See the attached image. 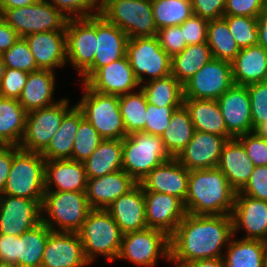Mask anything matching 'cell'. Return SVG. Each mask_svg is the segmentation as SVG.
I'll return each instance as SVG.
<instances>
[{
	"label": "cell",
	"instance_id": "obj_39",
	"mask_svg": "<svg viewBox=\"0 0 267 267\" xmlns=\"http://www.w3.org/2000/svg\"><path fill=\"white\" fill-rule=\"evenodd\" d=\"M52 230L43 222L18 236L19 267H41L43 252Z\"/></svg>",
	"mask_w": 267,
	"mask_h": 267
},
{
	"label": "cell",
	"instance_id": "obj_31",
	"mask_svg": "<svg viewBox=\"0 0 267 267\" xmlns=\"http://www.w3.org/2000/svg\"><path fill=\"white\" fill-rule=\"evenodd\" d=\"M183 104L190 113L195 130L216 134L226 140L233 138L227 131L217 100L184 99Z\"/></svg>",
	"mask_w": 267,
	"mask_h": 267
},
{
	"label": "cell",
	"instance_id": "obj_40",
	"mask_svg": "<svg viewBox=\"0 0 267 267\" xmlns=\"http://www.w3.org/2000/svg\"><path fill=\"white\" fill-rule=\"evenodd\" d=\"M207 44L212 58L232 62L240 52L227 21L224 18L209 20L207 28Z\"/></svg>",
	"mask_w": 267,
	"mask_h": 267
},
{
	"label": "cell",
	"instance_id": "obj_13",
	"mask_svg": "<svg viewBox=\"0 0 267 267\" xmlns=\"http://www.w3.org/2000/svg\"><path fill=\"white\" fill-rule=\"evenodd\" d=\"M67 62L82 75L92 64L97 46V15L66 23Z\"/></svg>",
	"mask_w": 267,
	"mask_h": 267
},
{
	"label": "cell",
	"instance_id": "obj_16",
	"mask_svg": "<svg viewBox=\"0 0 267 267\" xmlns=\"http://www.w3.org/2000/svg\"><path fill=\"white\" fill-rule=\"evenodd\" d=\"M143 192L147 227L161 230L170 237L187 214L184 202L169 194Z\"/></svg>",
	"mask_w": 267,
	"mask_h": 267
},
{
	"label": "cell",
	"instance_id": "obj_15",
	"mask_svg": "<svg viewBox=\"0 0 267 267\" xmlns=\"http://www.w3.org/2000/svg\"><path fill=\"white\" fill-rule=\"evenodd\" d=\"M37 200L0 194V234L21 236L41 223Z\"/></svg>",
	"mask_w": 267,
	"mask_h": 267
},
{
	"label": "cell",
	"instance_id": "obj_41",
	"mask_svg": "<svg viewBox=\"0 0 267 267\" xmlns=\"http://www.w3.org/2000/svg\"><path fill=\"white\" fill-rule=\"evenodd\" d=\"M119 107L127 135L145 128L147 99L141 88L138 92L120 95Z\"/></svg>",
	"mask_w": 267,
	"mask_h": 267
},
{
	"label": "cell",
	"instance_id": "obj_27",
	"mask_svg": "<svg viewBox=\"0 0 267 267\" xmlns=\"http://www.w3.org/2000/svg\"><path fill=\"white\" fill-rule=\"evenodd\" d=\"M86 187L87 176L83 162L71 159L46 160L45 191H86Z\"/></svg>",
	"mask_w": 267,
	"mask_h": 267
},
{
	"label": "cell",
	"instance_id": "obj_59",
	"mask_svg": "<svg viewBox=\"0 0 267 267\" xmlns=\"http://www.w3.org/2000/svg\"><path fill=\"white\" fill-rule=\"evenodd\" d=\"M175 267H224L221 258L197 260L193 262L181 263Z\"/></svg>",
	"mask_w": 267,
	"mask_h": 267
},
{
	"label": "cell",
	"instance_id": "obj_48",
	"mask_svg": "<svg viewBox=\"0 0 267 267\" xmlns=\"http://www.w3.org/2000/svg\"><path fill=\"white\" fill-rule=\"evenodd\" d=\"M179 107H156L147 103L146 117L147 121L143 132L150 133L156 136H162L166 130L171 116L175 109Z\"/></svg>",
	"mask_w": 267,
	"mask_h": 267
},
{
	"label": "cell",
	"instance_id": "obj_51",
	"mask_svg": "<svg viewBox=\"0 0 267 267\" xmlns=\"http://www.w3.org/2000/svg\"><path fill=\"white\" fill-rule=\"evenodd\" d=\"M246 150L254 166H267V140L259 137L255 132L237 137Z\"/></svg>",
	"mask_w": 267,
	"mask_h": 267
},
{
	"label": "cell",
	"instance_id": "obj_8",
	"mask_svg": "<svg viewBox=\"0 0 267 267\" xmlns=\"http://www.w3.org/2000/svg\"><path fill=\"white\" fill-rule=\"evenodd\" d=\"M128 37H153L157 34L151 0H107L102 13Z\"/></svg>",
	"mask_w": 267,
	"mask_h": 267
},
{
	"label": "cell",
	"instance_id": "obj_19",
	"mask_svg": "<svg viewBox=\"0 0 267 267\" xmlns=\"http://www.w3.org/2000/svg\"><path fill=\"white\" fill-rule=\"evenodd\" d=\"M231 216L233 235L242 228L247 233L244 239L267 242V201L236 193Z\"/></svg>",
	"mask_w": 267,
	"mask_h": 267
},
{
	"label": "cell",
	"instance_id": "obj_36",
	"mask_svg": "<svg viewBox=\"0 0 267 267\" xmlns=\"http://www.w3.org/2000/svg\"><path fill=\"white\" fill-rule=\"evenodd\" d=\"M212 59L207 42L189 45L171 60V74L184 85Z\"/></svg>",
	"mask_w": 267,
	"mask_h": 267
},
{
	"label": "cell",
	"instance_id": "obj_33",
	"mask_svg": "<svg viewBox=\"0 0 267 267\" xmlns=\"http://www.w3.org/2000/svg\"><path fill=\"white\" fill-rule=\"evenodd\" d=\"M121 139H103L90 157L83 162L87 179L102 177L122 169Z\"/></svg>",
	"mask_w": 267,
	"mask_h": 267
},
{
	"label": "cell",
	"instance_id": "obj_54",
	"mask_svg": "<svg viewBox=\"0 0 267 267\" xmlns=\"http://www.w3.org/2000/svg\"><path fill=\"white\" fill-rule=\"evenodd\" d=\"M264 0H226L224 15L259 17Z\"/></svg>",
	"mask_w": 267,
	"mask_h": 267
},
{
	"label": "cell",
	"instance_id": "obj_43",
	"mask_svg": "<svg viewBox=\"0 0 267 267\" xmlns=\"http://www.w3.org/2000/svg\"><path fill=\"white\" fill-rule=\"evenodd\" d=\"M223 18L240 49L258 44L257 17L224 15Z\"/></svg>",
	"mask_w": 267,
	"mask_h": 267
},
{
	"label": "cell",
	"instance_id": "obj_4",
	"mask_svg": "<svg viewBox=\"0 0 267 267\" xmlns=\"http://www.w3.org/2000/svg\"><path fill=\"white\" fill-rule=\"evenodd\" d=\"M124 170L140 183L154 168L173 157L165 148L161 136L143 131L133 132L122 139Z\"/></svg>",
	"mask_w": 267,
	"mask_h": 267
},
{
	"label": "cell",
	"instance_id": "obj_53",
	"mask_svg": "<svg viewBox=\"0 0 267 267\" xmlns=\"http://www.w3.org/2000/svg\"><path fill=\"white\" fill-rule=\"evenodd\" d=\"M236 193L267 201V166H255L246 185Z\"/></svg>",
	"mask_w": 267,
	"mask_h": 267
},
{
	"label": "cell",
	"instance_id": "obj_57",
	"mask_svg": "<svg viewBox=\"0 0 267 267\" xmlns=\"http://www.w3.org/2000/svg\"><path fill=\"white\" fill-rule=\"evenodd\" d=\"M13 161V145H0V194H3Z\"/></svg>",
	"mask_w": 267,
	"mask_h": 267
},
{
	"label": "cell",
	"instance_id": "obj_17",
	"mask_svg": "<svg viewBox=\"0 0 267 267\" xmlns=\"http://www.w3.org/2000/svg\"><path fill=\"white\" fill-rule=\"evenodd\" d=\"M129 37L103 15H97V46L93 64L81 75L84 83L97 69L126 56Z\"/></svg>",
	"mask_w": 267,
	"mask_h": 267
},
{
	"label": "cell",
	"instance_id": "obj_44",
	"mask_svg": "<svg viewBox=\"0 0 267 267\" xmlns=\"http://www.w3.org/2000/svg\"><path fill=\"white\" fill-rule=\"evenodd\" d=\"M103 139L95 128L83 118L75 136L72 149V160L85 162Z\"/></svg>",
	"mask_w": 267,
	"mask_h": 267
},
{
	"label": "cell",
	"instance_id": "obj_35",
	"mask_svg": "<svg viewBox=\"0 0 267 267\" xmlns=\"http://www.w3.org/2000/svg\"><path fill=\"white\" fill-rule=\"evenodd\" d=\"M26 116L27 112L18 99L0 96V145H20Z\"/></svg>",
	"mask_w": 267,
	"mask_h": 267
},
{
	"label": "cell",
	"instance_id": "obj_45",
	"mask_svg": "<svg viewBox=\"0 0 267 267\" xmlns=\"http://www.w3.org/2000/svg\"><path fill=\"white\" fill-rule=\"evenodd\" d=\"M1 55L7 68L19 69L28 73L39 70L34 56L24 38L20 37Z\"/></svg>",
	"mask_w": 267,
	"mask_h": 267
},
{
	"label": "cell",
	"instance_id": "obj_23",
	"mask_svg": "<svg viewBox=\"0 0 267 267\" xmlns=\"http://www.w3.org/2000/svg\"><path fill=\"white\" fill-rule=\"evenodd\" d=\"M189 174L187 168L172 158L154 168L139 184L143 191L173 195L185 202Z\"/></svg>",
	"mask_w": 267,
	"mask_h": 267
},
{
	"label": "cell",
	"instance_id": "obj_14",
	"mask_svg": "<svg viewBox=\"0 0 267 267\" xmlns=\"http://www.w3.org/2000/svg\"><path fill=\"white\" fill-rule=\"evenodd\" d=\"M234 85L230 62L210 59L184 85V99L217 100Z\"/></svg>",
	"mask_w": 267,
	"mask_h": 267
},
{
	"label": "cell",
	"instance_id": "obj_29",
	"mask_svg": "<svg viewBox=\"0 0 267 267\" xmlns=\"http://www.w3.org/2000/svg\"><path fill=\"white\" fill-rule=\"evenodd\" d=\"M231 65L234 85L267 81V50L259 44L240 49Z\"/></svg>",
	"mask_w": 267,
	"mask_h": 267
},
{
	"label": "cell",
	"instance_id": "obj_30",
	"mask_svg": "<svg viewBox=\"0 0 267 267\" xmlns=\"http://www.w3.org/2000/svg\"><path fill=\"white\" fill-rule=\"evenodd\" d=\"M54 75V71L41 69L29 73L18 99L27 113L57 103L53 101L55 90Z\"/></svg>",
	"mask_w": 267,
	"mask_h": 267
},
{
	"label": "cell",
	"instance_id": "obj_6",
	"mask_svg": "<svg viewBox=\"0 0 267 267\" xmlns=\"http://www.w3.org/2000/svg\"><path fill=\"white\" fill-rule=\"evenodd\" d=\"M77 233L89 263L97 255L110 262L117 259L124 233L106 210L92 209Z\"/></svg>",
	"mask_w": 267,
	"mask_h": 267
},
{
	"label": "cell",
	"instance_id": "obj_55",
	"mask_svg": "<svg viewBox=\"0 0 267 267\" xmlns=\"http://www.w3.org/2000/svg\"><path fill=\"white\" fill-rule=\"evenodd\" d=\"M191 5L194 15L214 20L223 18L226 0H191Z\"/></svg>",
	"mask_w": 267,
	"mask_h": 267
},
{
	"label": "cell",
	"instance_id": "obj_49",
	"mask_svg": "<svg viewBox=\"0 0 267 267\" xmlns=\"http://www.w3.org/2000/svg\"><path fill=\"white\" fill-rule=\"evenodd\" d=\"M28 75V72L6 67L5 74L0 82V96L4 98L19 99Z\"/></svg>",
	"mask_w": 267,
	"mask_h": 267
},
{
	"label": "cell",
	"instance_id": "obj_66",
	"mask_svg": "<svg viewBox=\"0 0 267 267\" xmlns=\"http://www.w3.org/2000/svg\"><path fill=\"white\" fill-rule=\"evenodd\" d=\"M264 267H267V257H266V260H265V266Z\"/></svg>",
	"mask_w": 267,
	"mask_h": 267
},
{
	"label": "cell",
	"instance_id": "obj_3",
	"mask_svg": "<svg viewBox=\"0 0 267 267\" xmlns=\"http://www.w3.org/2000/svg\"><path fill=\"white\" fill-rule=\"evenodd\" d=\"M91 210L86 191H45L41 213L49 217L41 222L54 232H78Z\"/></svg>",
	"mask_w": 267,
	"mask_h": 267
},
{
	"label": "cell",
	"instance_id": "obj_61",
	"mask_svg": "<svg viewBox=\"0 0 267 267\" xmlns=\"http://www.w3.org/2000/svg\"><path fill=\"white\" fill-rule=\"evenodd\" d=\"M37 0H0V14L6 9L26 7Z\"/></svg>",
	"mask_w": 267,
	"mask_h": 267
},
{
	"label": "cell",
	"instance_id": "obj_11",
	"mask_svg": "<svg viewBox=\"0 0 267 267\" xmlns=\"http://www.w3.org/2000/svg\"><path fill=\"white\" fill-rule=\"evenodd\" d=\"M126 56L140 85L143 75L155 80L171 75L172 58L161 48L156 36L135 37L127 42Z\"/></svg>",
	"mask_w": 267,
	"mask_h": 267
},
{
	"label": "cell",
	"instance_id": "obj_47",
	"mask_svg": "<svg viewBox=\"0 0 267 267\" xmlns=\"http://www.w3.org/2000/svg\"><path fill=\"white\" fill-rule=\"evenodd\" d=\"M247 89L250 95L254 132L259 125L267 122V81L249 84Z\"/></svg>",
	"mask_w": 267,
	"mask_h": 267
},
{
	"label": "cell",
	"instance_id": "obj_2",
	"mask_svg": "<svg viewBox=\"0 0 267 267\" xmlns=\"http://www.w3.org/2000/svg\"><path fill=\"white\" fill-rule=\"evenodd\" d=\"M236 191L218 168L191 170L184 202L192 215H231Z\"/></svg>",
	"mask_w": 267,
	"mask_h": 267
},
{
	"label": "cell",
	"instance_id": "obj_20",
	"mask_svg": "<svg viewBox=\"0 0 267 267\" xmlns=\"http://www.w3.org/2000/svg\"><path fill=\"white\" fill-rule=\"evenodd\" d=\"M227 131L233 137L253 132L250 95L247 86L233 85L217 99Z\"/></svg>",
	"mask_w": 267,
	"mask_h": 267
},
{
	"label": "cell",
	"instance_id": "obj_46",
	"mask_svg": "<svg viewBox=\"0 0 267 267\" xmlns=\"http://www.w3.org/2000/svg\"><path fill=\"white\" fill-rule=\"evenodd\" d=\"M57 8L68 20L100 15L103 3L101 0H46ZM95 9V11H93ZM91 11V12H90ZM94 12V13H92ZM73 15V16H72Z\"/></svg>",
	"mask_w": 267,
	"mask_h": 267
},
{
	"label": "cell",
	"instance_id": "obj_65",
	"mask_svg": "<svg viewBox=\"0 0 267 267\" xmlns=\"http://www.w3.org/2000/svg\"><path fill=\"white\" fill-rule=\"evenodd\" d=\"M0 267H17V266L11 263L0 262Z\"/></svg>",
	"mask_w": 267,
	"mask_h": 267
},
{
	"label": "cell",
	"instance_id": "obj_58",
	"mask_svg": "<svg viewBox=\"0 0 267 267\" xmlns=\"http://www.w3.org/2000/svg\"><path fill=\"white\" fill-rule=\"evenodd\" d=\"M19 38V34L0 16V54L7 51Z\"/></svg>",
	"mask_w": 267,
	"mask_h": 267
},
{
	"label": "cell",
	"instance_id": "obj_50",
	"mask_svg": "<svg viewBox=\"0 0 267 267\" xmlns=\"http://www.w3.org/2000/svg\"><path fill=\"white\" fill-rule=\"evenodd\" d=\"M156 37L161 48L172 58L184 50L187 46L184 40L183 30L178 26L161 28L157 31Z\"/></svg>",
	"mask_w": 267,
	"mask_h": 267
},
{
	"label": "cell",
	"instance_id": "obj_62",
	"mask_svg": "<svg viewBox=\"0 0 267 267\" xmlns=\"http://www.w3.org/2000/svg\"><path fill=\"white\" fill-rule=\"evenodd\" d=\"M254 132L262 138H265L267 140V122L259 125Z\"/></svg>",
	"mask_w": 267,
	"mask_h": 267
},
{
	"label": "cell",
	"instance_id": "obj_7",
	"mask_svg": "<svg viewBox=\"0 0 267 267\" xmlns=\"http://www.w3.org/2000/svg\"><path fill=\"white\" fill-rule=\"evenodd\" d=\"M83 89V97L76 105L101 138L122 140L127 136L119 107V96L96 92L85 84Z\"/></svg>",
	"mask_w": 267,
	"mask_h": 267
},
{
	"label": "cell",
	"instance_id": "obj_21",
	"mask_svg": "<svg viewBox=\"0 0 267 267\" xmlns=\"http://www.w3.org/2000/svg\"><path fill=\"white\" fill-rule=\"evenodd\" d=\"M88 260L77 232H54L49 234L41 267H85Z\"/></svg>",
	"mask_w": 267,
	"mask_h": 267
},
{
	"label": "cell",
	"instance_id": "obj_52",
	"mask_svg": "<svg viewBox=\"0 0 267 267\" xmlns=\"http://www.w3.org/2000/svg\"><path fill=\"white\" fill-rule=\"evenodd\" d=\"M209 20L192 14L181 25L186 45L207 42V28Z\"/></svg>",
	"mask_w": 267,
	"mask_h": 267
},
{
	"label": "cell",
	"instance_id": "obj_18",
	"mask_svg": "<svg viewBox=\"0 0 267 267\" xmlns=\"http://www.w3.org/2000/svg\"><path fill=\"white\" fill-rule=\"evenodd\" d=\"M82 84L96 92L117 96L141 86L127 56L100 67Z\"/></svg>",
	"mask_w": 267,
	"mask_h": 267
},
{
	"label": "cell",
	"instance_id": "obj_56",
	"mask_svg": "<svg viewBox=\"0 0 267 267\" xmlns=\"http://www.w3.org/2000/svg\"><path fill=\"white\" fill-rule=\"evenodd\" d=\"M0 262L19 267L18 236L0 234Z\"/></svg>",
	"mask_w": 267,
	"mask_h": 267
},
{
	"label": "cell",
	"instance_id": "obj_12",
	"mask_svg": "<svg viewBox=\"0 0 267 267\" xmlns=\"http://www.w3.org/2000/svg\"><path fill=\"white\" fill-rule=\"evenodd\" d=\"M71 108L68 99L62 98L49 107L27 113L25 132L19 148L42 153L58 131L64 115Z\"/></svg>",
	"mask_w": 267,
	"mask_h": 267
},
{
	"label": "cell",
	"instance_id": "obj_25",
	"mask_svg": "<svg viewBox=\"0 0 267 267\" xmlns=\"http://www.w3.org/2000/svg\"><path fill=\"white\" fill-rule=\"evenodd\" d=\"M105 210L112 216L124 234L147 228L145 195L139 183Z\"/></svg>",
	"mask_w": 267,
	"mask_h": 267
},
{
	"label": "cell",
	"instance_id": "obj_38",
	"mask_svg": "<svg viewBox=\"0 0 267 267\" xmlns=\"http://www.w3.org/2000/svg\"><path fill=\"white\" fill-rule=\"evenodd\" d=\"M147 103L156 107H180L184 102L183 85L171 74L167 77L146 81L140 86Z\"/></svg>",
	"mask_w": 267,
	"mask_h": 267
},
{
	"label": "cell",
	"instance_id": "obj_5",
	"mask_svg": "<svg viewBox=\"0 0 267 267\" xmlns=\"http://www.w3.org/2000/svg\"><path fill=\"white\" fill-rule=\"evenodd\" d=\"M45 162L41 153L13 145V161L3 194L37 200L45 194Z\"/></svg>",
	"mask_w": 267,
	"mask_h": 267
},
{
	"label": "cell",
	"instance_id": "obj_28",
	"mask_svg": "<svg viewBox=\"0 0 267 267\" xmlns=\"http://www.w3.org/2000/svg\"><path fill=\"white\" fill-rule=\"evenodd\" d=\"M226 176L231 187L239 192L248 182L254 164L237 138L229 139L222 148L217 166Z\"/></svg>",
	"mask_w": 267,
	"mask_h": 267
},
{
	"label": "cell",
	"instance_id": "obj_34",
	"mask_svg": "<svg viewBox=\"0 0 267 267\" xmlns=\"http://www.w3.org/2000/svg\"><path fill=\"white\" fill-rule=\"evenodd\" d=\"M222 259L224 267H264L267 242L252 239H231Z\"/></svg>",
	"mask_w": 267,
	"mask_h": 267
},
{
	"label": "cell",
	"instance_id": "obj_10",
	"mask_svg": "<svg viewBox=\"0 0 267 267\" xmlns=\"http://www.w3.org/2000/svg\"><path fill=\"white\" fill-rule=\"evenodd\" d=\"M159 255L170 261V237L147 227L123 235L117 259L129 260L140 267H154Z\"/></svg>",
	"mask_w": 267,
	"mask_h": 267
},
{
	"label": "cell",
	"instance_id": "obj_24",
	"mask_svg": "<svg viewBox=\"0 0 267 267\" xmlns=\"http://www.w3.org/2000/svg\"><path fill=\"white\" fill-rule=\"evenodd\" d=\"M31 50L37 68L54 71L67 62L66 32L47 31L24 37Z\"/></svg>",
	"mask_w": 267,
	"mask_h": 267
},
{
	"label": "cell",
	"instance_id": "obj_60",
	"mask_svg": "<svg viewBox=\"0 0 267 267\" xmlns=\"http://www.w3.org/2000/svg\"><path fill=\"white\" fill-rule=\"evenodd\" d=\"M258 44L267 50V17H257Z\"/></svg>",
	"mask_w": 267,
	"mask_h": 267
},
{
	"label": "cell",
	"instance_id": "obj_22",
	"mask_svg": "<svg viewBox=\"0 0 267 267\" xmlns=\"http://www.w3.org/2000/svg\"><path fill=\"white\" fill-rule=\"evenodd\" d=\"M226 141L222 136L195 130L176 159L189 171L217 167Z\"/></svg>",
	"mask_w": 267,
	"mask_h": 267
},
{
	"label": "cell",
	"instance_id": "obj_32",
	"mask_svg": "<svg viewBox=\"0 0 267 267\" xmlns=\"http://www.w3.org/2000/svg\"><path fill=\"white\" fill-rule=\"evenodd\" d=\"M82 111L74 105L63 117L58 131L51 138L48 147L41 153L45 160H72V149Z\"/></svg>",
	"mask_w": 267,
	"mask_h": 267
},
{
	"label": "cell",
	"instance_id": "obj_42",
	"mask_svg": "<svg viewBox=\"0 0 267 267\" xmlns=\"http://www.w3.org/2000/svg\"><path fill=\"white\" fill-rule=\"evenodd\" d=\"M157 29L181 25L192 14L191 0H151Z\"/></svg>",
	"mask_w": 267,
	"mask_h": 267
},
{
	"label": "cell",
	"instance_id": "obj_26",
	"mask_svg": "<svg viewBox=\"0 0 267 267\" xmlns=\"http://www.w3.org/2000/svg\"><path fill=\"white\" fill-rule=\"evenodd\" d=\"M137 184L124 170L87 179L86 197L91 209H106Z\"/></svg>",
	"mask_w": 267,
	"mask_h": 267
},
{
	"label": "cell",
	"instance_id": "obj_37",
	"mask_svg": "<svg viewBox=\"0 0 267 267\" xmlns=\"http://www.w3.org/2000/svg\"><path fill=\"white\" fill-rule=\"evenodd\" d=\"M194 132L195 128L190 113L183 104L173 112L161 139L168 153L176 158L190 142Z\"/></svg>",
	"mask_w": 267,
	"mask_h": 267
},
{
	"label": "cell",
	"instance_id": "obj_1",
	"mask_svg": "<svg viewBox=\"0 0 267 267\" xmlns=\"http://www.w3.org/2000/svg\"><path fill=\"white\" fill-rule=\"evenodd\" d=\"M233 235L231 215L187 213L170 236V261L175 265L204 259L222 258V248ZM226 243V244H225Z\"/></svg>",
	"mask_w": 267,
	"mask_h": 267
},
{
	"label": "cell",
	"instance_id": "obj_9",
	"mask_svg": "<svg viewBox=\"0 0 267 267\" xmlns=\"http://www.w3.org/2000/svg\"><path fill=\"white\" fill-rule=\"evenodd\" d=\"M0 16L21 38L47 31H65L67 18L46 0L4 10Z\"/></svg>",
	"mask_w": 267,
	"mask_h": 267
},
{
	"label": "cell",
	"instance_id": "obj_63",
	"mask_svg": "<svg viewBox=\"0 0 267 267\" xmlns=\"http://www.w3.org/2000/svg\"><path fill=\"white\" fill-rule=\"evenodd\" d=\"M5 69H6V66L4 64L2 55L0 54V82H1V79L3 78V76L5 74Z\"/></svg>",
	"mask_w": 267,
	"mask_h": 267
},
{
	"label": "cell",
	"instance_id": "obj_64",
	"mask_svg": "<svg viewBox=\"0 0 267 267\" xmlns=\"http://www.w3.org/2000/svg\"><path fill=\"white\" fill-rule=\"evenodd\" d=\"M262 15L267 17V0H264Z\"/></svg>",
	"mask_w": 267,
	"mask_h": 267
}]
</instances>
